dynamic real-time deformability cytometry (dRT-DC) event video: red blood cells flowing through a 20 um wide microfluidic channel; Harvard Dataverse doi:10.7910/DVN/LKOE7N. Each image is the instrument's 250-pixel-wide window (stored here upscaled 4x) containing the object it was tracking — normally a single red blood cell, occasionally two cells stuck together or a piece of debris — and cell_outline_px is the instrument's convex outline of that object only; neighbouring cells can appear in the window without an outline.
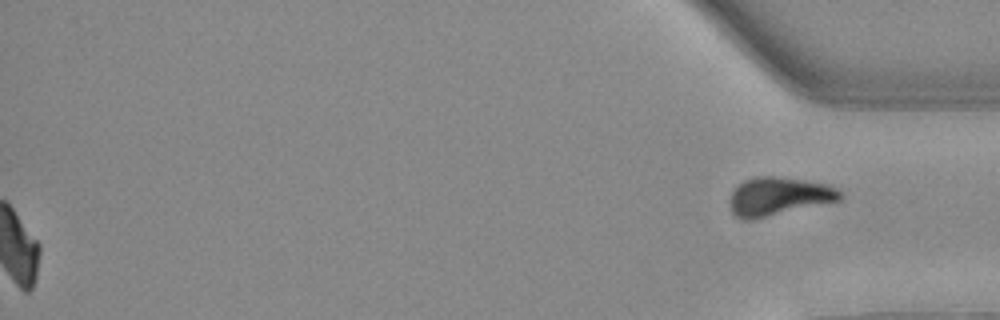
{"species": "Egyptian fruit bat (a non-hibernating species)", "species_latin": "Rousettus aegyptiacus", "temperature_condition": "warm", "stored_images_in_passage": 51, "segment_of_instrument_passage": [2, 2], "camera_frame_rate_fps": 3000, "um_per_image_px": 0.085, "animal": {"sex": "female"}, "frame": {"image": 1, "passage_image": 51, "time_ms": 16.667, "image_size_px": [1000, 320], "cell_outline_px": [[844, 196], [840, 200], [752, 220], [744, 220], [736, 216], [732, 212], [728, 200], [736, 184], [744, 180], [756, 176], [776, 176], [828, 184], [836, 188]], "centroid_in_image_um": [66.14, 16.69], "position_along_channel_um": 369.1, "area_um2": 24.74}}